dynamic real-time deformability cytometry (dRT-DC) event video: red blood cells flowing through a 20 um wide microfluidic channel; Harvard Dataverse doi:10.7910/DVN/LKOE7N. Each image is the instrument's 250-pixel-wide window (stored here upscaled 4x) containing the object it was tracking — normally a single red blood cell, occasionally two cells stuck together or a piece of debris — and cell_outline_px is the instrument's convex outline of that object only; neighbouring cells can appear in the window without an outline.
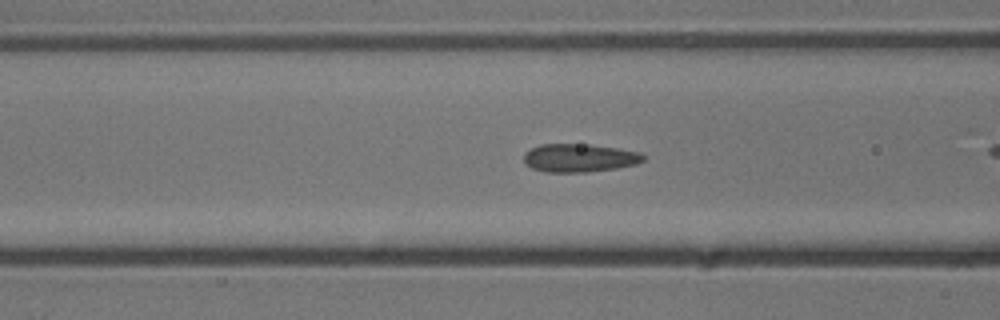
{"species": "common noctule bat (a hibernating species)", "species_latin": "Nyctalus noctula", "temperature_condition": "cold", "stored_images_in_passage": 26, "camera_frame_rate_fps": 3000, "um_per_image_px": 0.085, "animal": {"sex": "male", "body_mass_g": 13.3}, "frame": {"image": 1, "passage_image": 5, "time_ms": 1.333, "image_size_px": [1000, 320], "cell_outline_px": [[644, 160], [636, 164], [616, 168], [588, 172], [544, 172], [532, 168], [524, 160], [524, 156], [532, 148], [540, 144], [588, 144], [616, 148], [640, 152], [644, 156]], "centroid_in_image_um": [49.27, 13.42], "position_along_channel_um": 117.3, "area_um2": 19.48}}
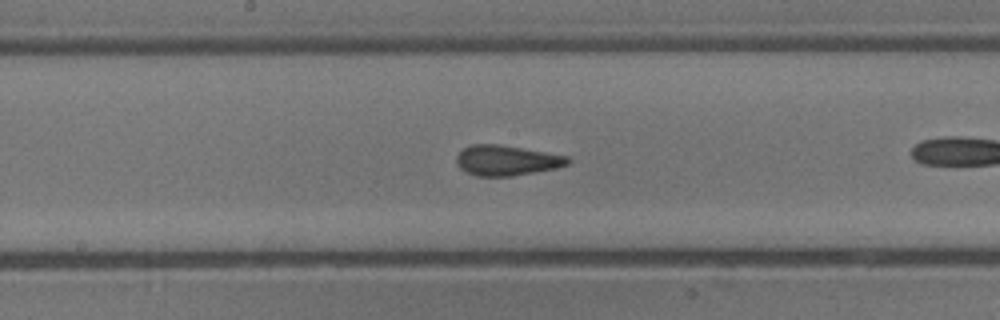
{"frame": {"image": 2, "passage_image": 12, "time_ms": 3.667, "image_size_px": [1000, 320], "cell_outline_px": [[572, 160], [568, 164], [556, 168], [512, 176], [476, 176], [460, 168], [456, 160], [456, 156], [464, 148], [472, 144], [500, 144], [568, 156]], "centroid_in_image_um": [43.07, 13.63], "position_along_channel_um": 205.1, "area_um2": 19.54}}
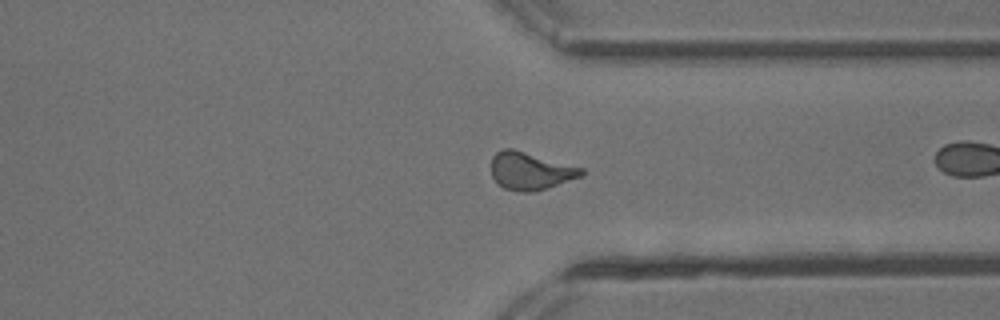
{"frame": {"image": 3, "passage_image": 25, "time_ms": 8.0, "image_size_px": [1000, 320], "cell_outline_px": [[584, 176], [532, 192], [520, 192], [504, 188], [492, 176], [492, 156], [496, 152], [504, 148], [512, 148], [584, 168]], "centroid_in_image_um": [45.1, 14.52], "position_along_channel_um": 366.3, "area_um2": 19.65}}